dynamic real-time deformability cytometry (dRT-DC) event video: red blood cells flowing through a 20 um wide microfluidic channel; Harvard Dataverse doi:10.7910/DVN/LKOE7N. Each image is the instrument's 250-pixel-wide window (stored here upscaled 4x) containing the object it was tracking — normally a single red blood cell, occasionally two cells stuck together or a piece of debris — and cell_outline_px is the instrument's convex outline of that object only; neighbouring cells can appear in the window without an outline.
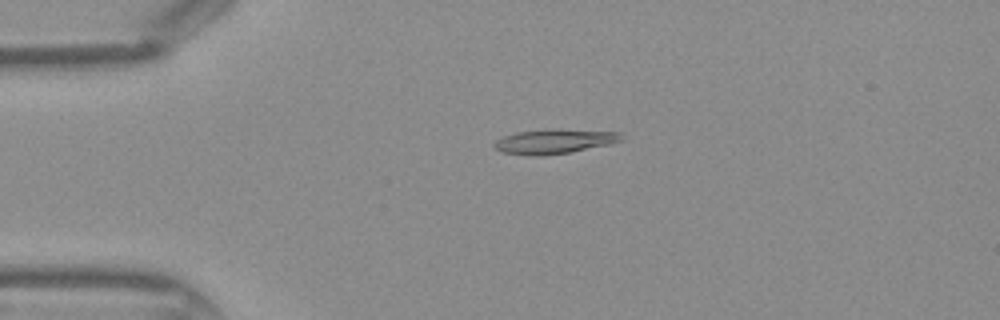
{"species": "Egyptian fruit bat (a non-hibernating species)", "species_latin": "Rousettus aegyptiacus", "temperature_condition": "warm", "stored_images_in_passage": 44, "camera_frame_rate_fps": 3000, "um_per_image_px": 0.085, "frame": {"image": 1, "passage_image": 10, "time_ms": 3.0, "image_size_px": [1000, 320], "cell_outline_px": [[624, 140], [612, 144], [568, 152], [544, 156], [536, 156], [500, 152], [492, 144], [496, 140], [504, 136], [516, 132], [544, 128], [556, 128], [620, 132], [624, 136]], "centroid_in_image_um": [47.15, 12.0], "position_along_channel_um": 37.9, "area_um2": 18.61}}
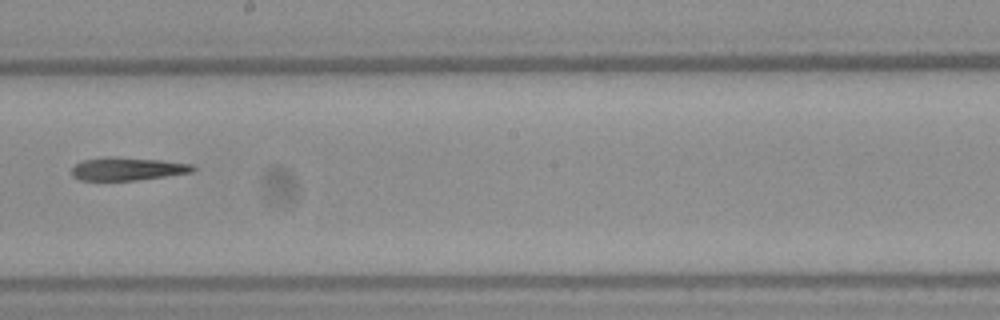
{"frame": {"image": 2, "passage_image": 25, "time_ms": 8.0, "image_size_px": [1000, 320], "cell_outline_px": [[196, 168], [192, 172], [136, 180], [80, 180], [72, 176], [72, 168], [76, 164], [84, 160], [108, 156], [112, 156], [160, 160], [192, 164]], "centroid_in_image_um": [10.82, 14.34], "position_along_channel_um": 237.4, "area_um2": 16.13}}
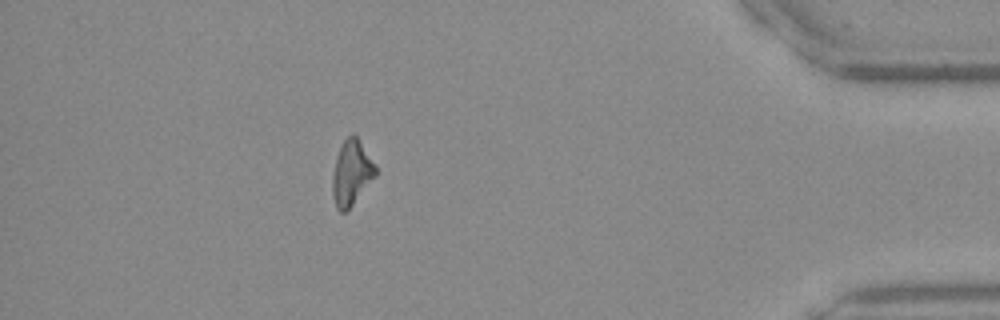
{"frame": {"image": 3, "passage_image": 39, "time_ms": 12.667, "image_size_px": [1000, 320], "cell_outline_px": [[376, 176], [352, 204], [344, 212], [340, 212], [336, 208], [332, 192], [332, 176], [336, 156], [344, 140], [352, 132], [356, 136], [376, 164]], "centroid_in_image_um": [29.87, 14.68], "position_along_channel_um": 405.3, "area_um2": 16.18}}